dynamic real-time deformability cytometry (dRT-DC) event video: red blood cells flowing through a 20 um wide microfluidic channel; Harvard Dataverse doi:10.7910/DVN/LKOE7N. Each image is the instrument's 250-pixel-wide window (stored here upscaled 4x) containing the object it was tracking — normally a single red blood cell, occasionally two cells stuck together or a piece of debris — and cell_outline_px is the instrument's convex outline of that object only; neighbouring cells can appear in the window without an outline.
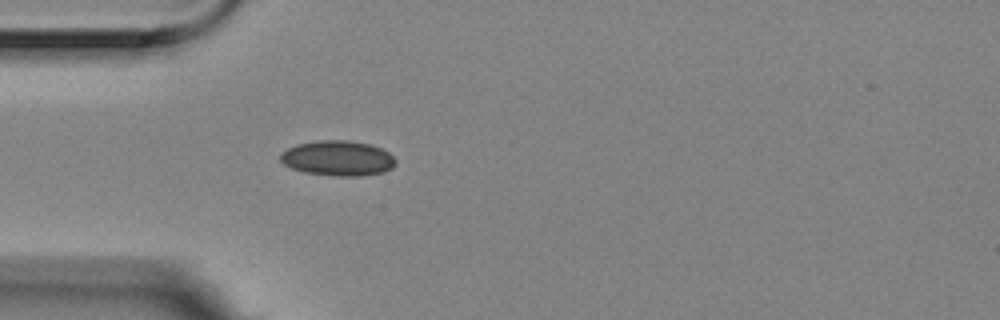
{"species": "Egyptian fruit bat (a non-hibernating species)", "species_latin": "Rousettus aegyptiacus", "temperature_condition": "room temperature", "stored_images_in_passage": 3, "camera_frame_rate_fps": 3000, "um_per_image_px": 0.085, "animal": {"sex": "female"}, "frame": {"image": 1, "passage_image": 3, "time_ms": 0.667, "image_size_px": [1000, 320], "cell_outline_px": [[396, 164], [392, 168], [384, 172], [360, 176], [336, 176], [304, 172], [292, 168], [284, 164], [280, 160], [280, 156], [288, 148], [296, 144], [316, 140], [348, 140], [368, 144], [380, 148], [388, 152], [396, 160]], "centroid_in_image_um": [28.72, 13.45], "position_along_channel_um": 56.3, "area_um2": 23.58}}